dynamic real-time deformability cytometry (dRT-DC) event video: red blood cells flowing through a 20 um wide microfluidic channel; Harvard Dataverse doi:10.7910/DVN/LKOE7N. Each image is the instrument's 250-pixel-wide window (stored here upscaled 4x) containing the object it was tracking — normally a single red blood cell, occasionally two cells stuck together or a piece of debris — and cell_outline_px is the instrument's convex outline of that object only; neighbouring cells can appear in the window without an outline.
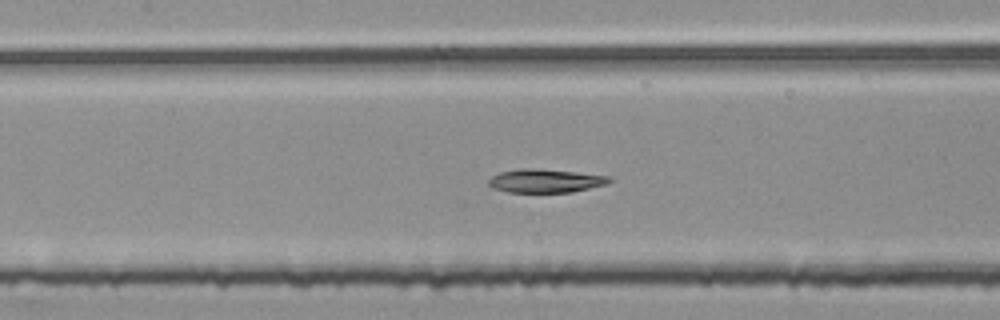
{"species": "common noctule bat (a hibernating species)", "species_latin": "Nyctalus noctula", "temperature_condition": "room temperature", "stored_images_in_passage": 53, "segment_of_instrument_passage": [2, 2], "camera_frame_rate_fps": 3000, "um_per_image_px": 0.085, "animal": {"sex": "female", "body_mass_g": 25.1}, "frame": {"image": 1, "passage_image": 25, "time_ms": 8.0, "image_size_px": [1000, 320], "cell_outline_px": [[612, 180], [608, 184], [572, 192], [508, 192], [492, 188], [488, 184], [488, 180], [492, 176], [500, 172], [520, 168], [536, 168], [576, 172], [612, 176]], "centroid_in_image_um": [46.38, 15.36], "position_along_channel_um": 161.0, "area_um2": 16.7}}
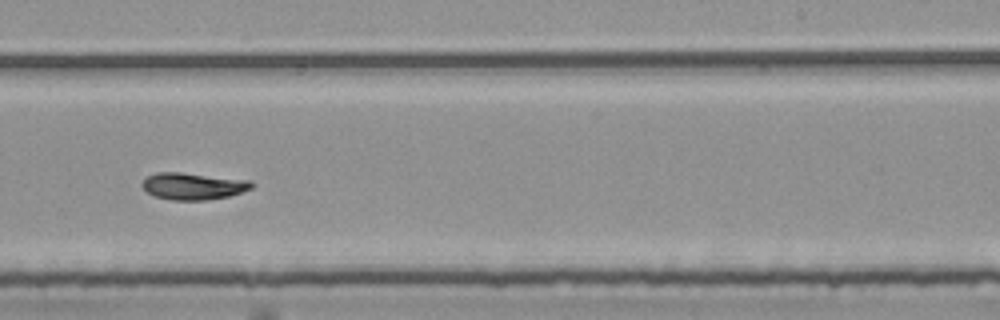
{"frame": {"image": 2, "passage_image": 34, "time_ms": 11.0, "image_size_px": [1000, 320], "cell_outline_px": [[256, 184], [252, 188], [228, 196], [208, 200], [172, 200], [156, 196], [148, 192], [140, 184], [148, 176], [156, 172], [180, 172], [252, 180]], "centroid_in_image_um": [16.45, 15.81], "position_along_channel_um": 272.5, "area_um2": 17.17}}
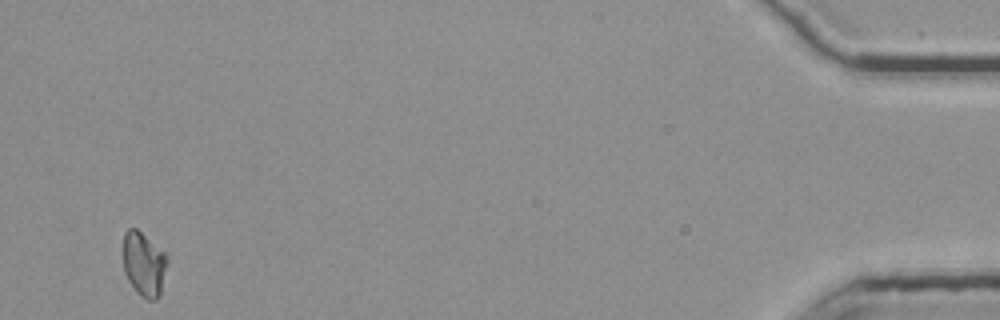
{"frame": {"image": 3, "passage_image": 53, "time_ms": 17.333, "image_size_px": [1000, 320], "cell_outline_px": [[168, 264], [160, 296], [156, 300], [148, 300], [140, 296], [136, 292], [128, 280], [124, 272], [124, 232], [128, 228], [136, 228], [164, 252], [168, 256]], "centroid_in_image_um": [12.26, 22.48], "position_along_channel_um": 422.9, "area_um2": 16.65}}